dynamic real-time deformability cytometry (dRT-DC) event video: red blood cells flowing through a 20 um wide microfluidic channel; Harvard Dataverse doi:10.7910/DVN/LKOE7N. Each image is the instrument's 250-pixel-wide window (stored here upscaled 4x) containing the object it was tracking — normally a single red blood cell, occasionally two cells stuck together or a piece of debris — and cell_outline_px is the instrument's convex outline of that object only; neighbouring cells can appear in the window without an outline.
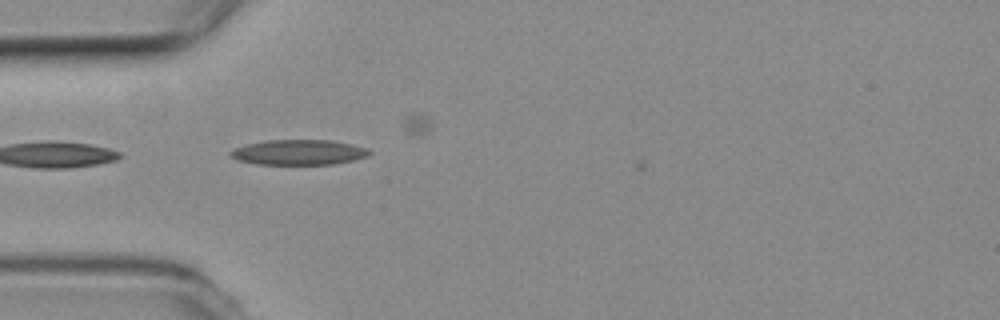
{"species": "common noctule bat (a hibernating species)", "species_latin": "Nyctalus noctula", "temperature_condition": "room temperature", "stored_images_in_passage": 4, "camera_frame_rate_fps": 3000, "um_per_image_px": 0.085, "animal": {"sex": "female", "body_mass_g": 19.3, "forearm_length_mm": 54.1}, "frame": {"image": 1, "passage_image": 1, "time_ms": 0.0, "image_size_px": [1000, 320], "cell_outline_px": [[372, 152], [368, 156], [336, 164], [256, 164], [236, 160], [228, 156], [228, 152], [236, 148], [248, 144], [268, 140], [332, 140], [352, 144], [368, 148]], "centroid_in_image_um": [25.39, 12.95], "position_along_channel_um": 59.6, "area_um2": 20.46}}